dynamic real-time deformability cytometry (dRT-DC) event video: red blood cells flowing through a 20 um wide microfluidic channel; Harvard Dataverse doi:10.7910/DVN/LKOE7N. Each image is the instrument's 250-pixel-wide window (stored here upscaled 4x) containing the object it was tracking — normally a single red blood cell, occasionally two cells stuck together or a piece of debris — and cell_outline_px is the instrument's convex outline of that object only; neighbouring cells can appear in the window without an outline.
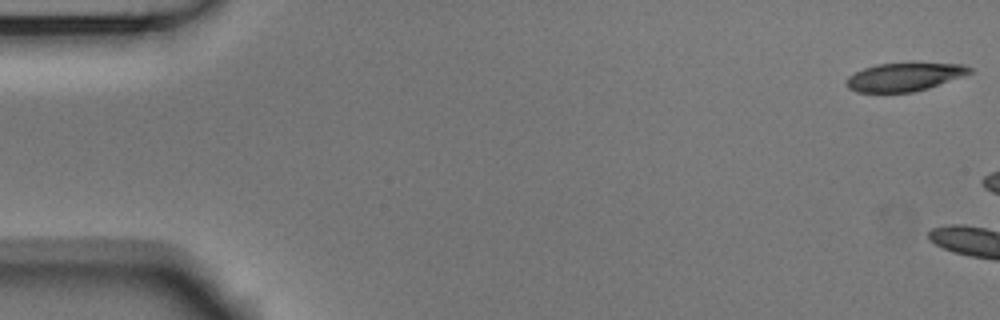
{"species": "Egyptian fruit bat (a non-hibernating species)", "species_latin": "Rousettus aegyptiacus", "temperature_condition": "room temperature", "stored_images_in_passage": 15, "camera_frame_rate_fps": 3000, "um_per_image_px": 0.085, "animal": {"sex": "male"}, "frame": {"image": 1, "passage_image": 1, "time_ms": 0.0, "image_size_px": [1000, 320], "cell_outline_px": [[972, 72], [964, 76], [928, 88], [912, 92], [856, 92], [848, 88], [844, 84], [848, 76], [864, 68], [876, 64], [912, 60], [964, 64], [972, 68]], "centroid_in_image_um": [76.91, 6.48], "position_along_channel_um": 8.1, "area_um2": 21.33}}